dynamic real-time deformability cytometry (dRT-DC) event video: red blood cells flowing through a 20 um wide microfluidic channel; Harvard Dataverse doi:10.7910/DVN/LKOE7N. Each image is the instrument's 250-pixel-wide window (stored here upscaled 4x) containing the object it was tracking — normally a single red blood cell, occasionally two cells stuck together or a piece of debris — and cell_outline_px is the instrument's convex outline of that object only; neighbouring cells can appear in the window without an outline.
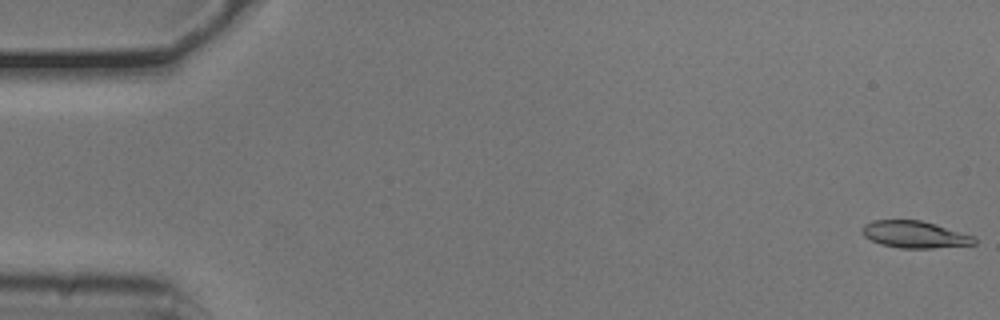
{"species": "common noctule bat (a hibernating species)", "species_latin": "Nyctalus noctula", "temperature_condition": "cold", "stored_images_in_passage": 54, "camera_frame_rate_fps": 3000, "um_per_image_px": 0.085, "animal": {"sex": "male", "body_mass_g": 20.5, "forearm_length_mm": 52.5}, "frame": {"image": 1, "passage_image": 1, "time_ms": 0.0, "image_size_px": [1000, 320], "cell_outline_px": [[976, 244], [932, 248], [900, 248], [880, 244], [864, 236], [860, 232], [860, 228], [864, 224], [872, 220], [920, 220], [936, 224], [972, 236], [976, 240]], "centroid_in_image_um": [77.68, 19.93], "position_along_channel_um": 7.3, "area_um2": 17.57}}
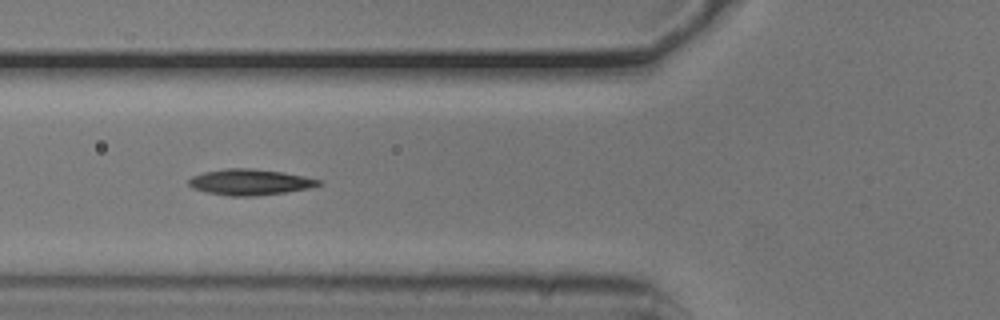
{"frame": {"image": 2, "passage_image": 20, "time_ms": 6.333, "image_size_px": [1000, 320], "cell_outline_px": [[324, 184], [312, 188], [256, 196], [228, 196], [208, 192], [192, 188], [188, 184], [188, 180], [192, 176], [204, 172], [228, 168], [252, 168], [280, 172], [304, 176], [324, 180]], "centroid_in_image_um": [21.29, 15.48], "position_along_channel_um": 104.5, "area_um2": 19.71}}
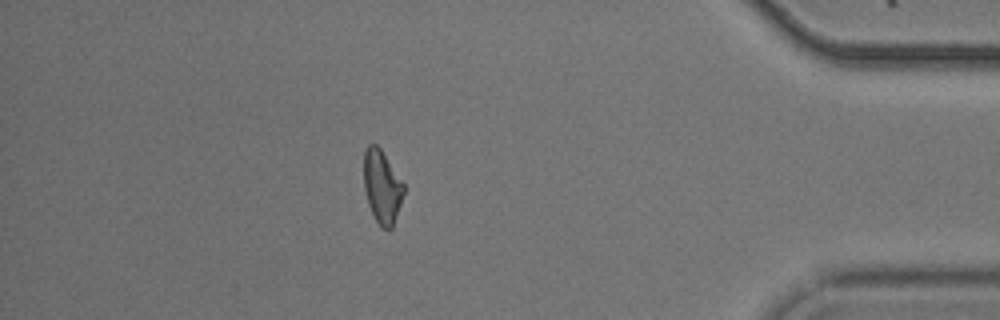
{"frame": {"image": 3, "passage_image": 47, "time_ms": 15.333, "image_size_px": [1000, 320], "cell_outline_px": [[404, 192], [392, 228], [388, 232], [380, 228], [368, 204], [364, 188], [364, 152], [368, 144], [376, 144], [380, 148], [404, 184]], "centroid_in_image_um": [32.46, 15.9], "position_along_channel_um": 402.7, "area_um2": 16.94}, "authors_computed_cell_mechanics": {"area_um2": 18.1203, "velocity_mm_per_s": 3.7733, "shape_relaxation_time_tau1_ms": 8.5532, "shape_relaxation_time_tau2_ms": 4.8801, "deformation_change_tau1": 0.217, "deformation_change_tau2": 0.1279}}